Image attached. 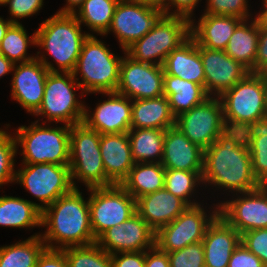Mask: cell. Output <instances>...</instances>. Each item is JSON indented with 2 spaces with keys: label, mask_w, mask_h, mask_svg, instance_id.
Masks as SVG:
<instances>
[{
  "label": "cell",
  "mask_w": 267,
  "mask_h": 267,
  "mask_svg": "<svg viewBox=\"0 0 267 267\" xmlns=\"http://www.w3.org/2000/svg\"><path fill=\"white\" fill-rule=\"evenodd\" d=\"M156 232L136 212L118 226L104 231L97 245L109 254L146 251L155 246Z\"/></svg>",
  "instance_id": "cell-17"
},
{
  "label": "cell",
  "mask_w": 267,
  "mask_h": 267,
  "mask_svg": "<svg viewBox=\"0 0 267 267\" xmlns=\"http://www.w3.org/2000/svg\"><path fill=\"white\" fill-rule=\"evenodd\" d=\"M188 205L165 188L139 197L136 200L137 213L156 232L173 222Z\"/></svg>",
  "instance_id": "cell-24"
},
{
  "label": "cell",
  "mask_w": 267,
  "mask_h": 267,
  "mask_svg": "<svg viewBox=\"0 0 267 267\" xmlns=\"http://www.w3.org/2000/svg\"><path fill=\"white\" fill-rule=\"evenodd\" d=\"M202 184L234 194L262 186L253 173L249 147L242 130L227 129L204 150Z\"/></svg>",
  "instance_id": "cell-1"
},
{
  "label": "cell",
  "mask_w": 267,
  "mask_h": 267,
  "mask_svg": "<svg viewBox=\"0 0 267 267\" xmlns=\"http://www.w3.org/2000/svg\"><path fill=\"white\" fill-rule=\"evenodd\" d=\"M214 207V211L207 214L202 203L188 206L173 222L156 231L155 245L170 253L202 241L209 224L219 214V204Z\"/></svg>",
  "instance_id": "cell-12"
},
{
  "label": "cell",
  "mask_w": 267,
  "mask_h": 267,
  "mask_svg": "<svg viewBox=\"0 0 267 267\" xmlns=\"http://www.w3.org/2000/svg\"><path fill=\"white\" fill-rule=\"evenodd\" d=\"M267 69V31H259L255 65L250 73H263Z\"/></svg>",
  "instance_id": "cell-48"
},
{
  "label": "cell",
  "mask_w": 267,
  "mask_h": 267,
  "mask_svg": "<svg viewBox=\"0 0 267 267\" xmlns=\"http://www.w3.org/2000/svg\"><path fill=\"white\" fill-rule=\"evenodd\" d=\"M99 146L97 131L83 122L71 126L69 168L74 188H78L76 180L84 183L87 189L113 185L106 177Z\"/></svg>",
  "instance_id": "cell-6"
},
{
  "label": "cell",
  "mask_w": 267,
  "mask_h": 267,
  "mask_svg": "<svg viewBox=\"0 0 267 267\" xmlns=\"http://www.w3.org/2000/svg\"><path fill=\"white\" fill-rule=\"evenodd\" d=\"M127 135L135 163H161L165 130L131 128Z\"/></svg>",
  "instance_id": "cell-32"
},
{
  "label": "cell",
  "mask_w": 267,
  "mask_h": 267,
  "mask_svg": "<svg viewBox=\"0 0 267 267\" xmlns=\"http://www.w3.org/2000/svg\"><path fill=\"white\" fill-rule=\"evenodd\" d=\"M241 243L267 267V228L244 232Z\"/></svg>",
  "instance_id": "cell-42"
},
{
  "label": "cell",
  "mask_w": 267,
  "mask_h": 267,
  "mask_svg": "<svg viewBox=\"0 0 267 267\" xmlns=\"http://www.w3.org/2000/svg\"><path fill=\"white\" fill-rule=\"evenodd\" d=\"M207 6L204 13L213 15L233 16L243 20L253 16L249 12L247 0H206Z\"/></svg>",
  "instance_id": "cell-41"
},
{
  "label": "cell",
  "mask_w": 267,
  "mask_h": 267,
  "mask_svg": "<svg viewBox=\"0 0 267 267\" xmlns=\"http://www.w3.org/2000/svg\"><path fill=\"white\" fill-rule=\"evenodd\" d=\"M168 98L165 95L151 99L132 100L131 128L166 130L175 126Z\"/></svg>",
  "instance_id": "cell-27"
},
{
  "label": "cell",
  "mask_w": 267,
  "mask_h": 267,
  "mask_svg": "<svg viewBox=\"0 0 267 267\" xmlns=\"http://www.w3.org/2000/svg\"><path fill=\"white\" fill-rule=\"evenodd\" d=\"M202 243L205 267H228L232 253L241 243V234L218 214L206 229Z\"/></svg>",
  "instance_id": "cell-22"
},
{
  "label": "cell",
  "mask_w": 267,
  "mask_h": 267,
  "mask_svg": "<svg viewBox=\"0 0 267 267\" xmlns=\"http://www.w3.org/2000/svg\"><path fill=\"white\" fill-rule=\"evenodd\" d=\"M21 165L24 167L16 170L14 182H19L26 191L40 201L37 207L41 211L74 188L69 165L53 163Z\"/></svg>",
  "instance_id": "cell-10"
},
{
  "label": "cell",
  "mask_w": 267,
  "mask_h": 267,
  "mask_svg": "<svg viewBox=\"0 0 267 267\" xmlns=\"http://www.w3.org/2000/svg\"><path fill=\"white\" fill-rule=\"evenodd\" d=\"M265 78H267V69L262 73Z\"/></svg>",
  "instance_id": "cell-56"
},
{
  "label": "cell",
  "mask_w": 267,
  "mask_h": 267,
  "mask_svg": "<svg viewBox=\"0 0 267 267\" xmlns=\"http://www.w3.org/2000/svg\"><path fill=\"white\" fill-rule=\"evenodd\" d=\"M124 54L116 93L131 100L151 99L164 95L163 66L137 62L126 52Z\"/></svg>",
  "instance_id": "cell-15"
},
{
  "label": "cell",
  "mask_w": 267,
  "mask_h": 267,
  "mask_svg": "<svg viewBox=\"0 0 267 267\" xmlns=\"http://www.w3.org/2000/svg\"><path fill=\"white\" fill-rule=\"evenodd\" d=\"M204 150L191 142L176 126L165 130L163 158L165 169L203 173Z\"/></svg>",
  "instance_id": "cell-21"
},
{
  "label": "cell",
  "mask_w": 267,
  "mask_h": 267,
  "mask_svg": "<svg viewBox=\"0 0 267 267\" xmlns=\"http://www.w3.org/2000/svg\"><path fill=\"white\" fill-rule=\"evenodd\" d=\"M165 168L161 163H135L121 186L136 200L164 189Z\"/></svg>",
  "instance_id": "cell-31"
},
{
  "label": "cell",
  "mask_w": 267,
  "mask_h": 267,
  "mask_svg": "<svg viewBox=\"0 0 267 267\" xmlns=\"http://www.w3.org/2000/svg\"><path fill=\"white\" fill-rule=\"evenodd\" d=\"M144 267H170L168 253L160 250L156 245L146 250Z\"/></svg>",
  "instance_id": "cell-49"
},
{
  "label": "cell",
  "mask_w": 267,
  "mask_h": 267,
  "mask_svg": "<svg viewBox=\"0 0 267 267\" xmlns=\"http://www.w3.org/2000/svg\"><path fill=\"white\" fill-rule=\"evenodd\" d=\"M99 147L106 177L121 185L135 164L127 133L100 134Z\"/></svg>",
  "instance_id": "cell-23"
},
{
  "label": "cell",
  "mask_w": 267,
  "mask_h": 267,
  "mask_svg": "<svg viewBox=\"0 0 267 267\" xmlns=\"http://www.w3.org/2000/svg\"><path fill=\"white\" fill-rule=\"evenodd\" d=\"M36 267H69L64 251L46 248L38 258Z\"/></svg>",
  "instance_id": "cell-47"
},
{
  "label": "cell",
  "mask_w": 267,
  "mask_h": 267,
  "mask_svg": "<svg viewBox=\"0 0 267 267\" xmlns=\"http://www.w3.org/2000/svg\"><path fill=\"white\" fill-rule=\"evenodd\" d=\"M163 89L175 117L210 97L203 86L168 74H164Z\"/></svg>",
  "instance_id": "cell-28"
},
{
  "label": "cell",
  "mask_w": 267,
  "mask_h": 267,
  "mask_svg": "<svg viewBox=\"0 0 267 267\" xmlns=\"http://www.w3.org/2000/svg\"><path fill=\"white\" fill-rule=\"evenodd\" d=\"M228 267H266L263 262L243 243H240L231 255Z\"/></svg>",
  "instance_id": "cell-44"
},
{
  "label": "cell",
  "mask_w": 267,
  "mask_h": 267,
  "mask_svg": "<svg viewBox=\"0 0 267 267\" xmlns=\"http://www.w3.org/2000/svg\"><path fill=\"white\" fill-rule=\"evenodd\" d=\"M190 25L187 18L162 14L144 37L125 50L126 54L137 62L163 65L166 57L190 37Z\"/></svg>",
  "instance_id": "cell-8"
},
{
  "label": "cell",
  "mask_w": 267,
  "mask_h": 267,
  "mask_svg": "<svg viewBox=\"0 0 267 267\" xmlns=\"http://www.w3.org/2000/svg\"><path fill=\"white\" fill-rule=\"evenodd\" d=\"M242 131L249 147L253 173L262 185H267V119L251 122Z\"/></svg>",
  "instance_id": "cell-33"
},
{
  "label": "cell",
  "mask_w": 267,
  "mask_h": 267,
  "mask_svg": "<svg viewBox=\"0 0 267 267\" xmlns=\"http://www.w3.org/2000/svg\"><path fill=\"white\" fill-rule=\"evenodd\" d=\"M46 248L40 233L8 246H1L0 267H36L38 258Z\"/></svg>",
  "instance_id": "cell-34"
},
{
  "label": "cell",
  "mask_w": 267,
  "mask_h": 267,
  "mask_svg": "<svg viewBox=\"0 0 267 267\" xmlns=\"http://www.w3.org/2000/svg\"><path fill=\"white\" fill-rule=\"evenodd\" d=\"M84 1L85 0H66L67 3L65 6L59 9L57 13L74 14Z\"/></svg>",
  "instance_id": "cell-51"
},
{
  "label": "cell",
  "mask_w": 267,
  "mask_h": 267,
  "mask_svg": "<svg viewBox=\"0 0 267 267\" xmlns=\"http://www.w3.org/2000/svg\"><path fill=\"white\" fill-rule=\"evenodd\" d=\"M266 94H265V118L267 119V78H265Z\"/></svg>",
  "instance_id": "cell-55"
},
{
  "label": "cell",
  "mask_w": 267,
  "mask_h": 267,
  "mask_svg": "<svg viewBox=\"0 0 267 267\" xmlns=\"http://www.w3.org/2000/svg\"><path fill=\"white\" fill-rule=\"evenodd\" d=\"M197 47L204 68V88L209 96L220 97L250 73L248 68L224 50L208 49L198 44Z\"/></svg>",
  "instance_id": "cell-18"
},
{
  "label": "cell",
  "mask_w": 267,
  "mask_h": 267,
  "mask_svg": "<svg viewBox=\"0 0 267 267\" xmlns=\"http://www.w3.org/2000/svg\"><path fill=\"white\" fill-rule=\"evenodd\" d=\"M144 4L151 5L161 9L162 11L167 7V0H137Z\"/></svg>",
  "instance_id": "cell-53"
},
{
  "label": "cell",
  "mask_w": 267,
  "mask_h": 267,
  "mask_svg": "<svg viewBox=\"0 0 267 267\" xmlns=\"http://www.w3.org/2000/svg\"><path fill=\"white\" fill-rule=\"evenodd\" d=\"M242 20L233 16L203 13L197 25L195 19H191L190 36L200 46L225 50L235 28Z\"/></svg>",
  "instance_id": "cell-25"
},
{
  "label": "cell",
  "mask_w": 267,
  "mask_h": 267,
  "mask_svg": "<svg viewBox=\"0 0 267 267\" xmlns=\"http://www.w3.org/2000/svg\"><path fill=\"white\" fill-rule=\"evenodd\" d=\"M44 0H5L2 6L9 5L12 23H20L17 19H23L38 13L43 7ZM13 18V19H12Z\"/></svg>",
  "instance_id": "cell-43"
},
{
  "label": "cell",
  "mask_w": 267,
  "mask_h": 267,
  "mask_svg": "<svg viewBox=\"0 0 267 267\" xmlns=\"http://www.w3.org/2000/svg\"><path fill=\"white\" fill-rule=\"evenodd\" d=\"M265 77L249 73L219 98L228 130H242L249 123L265 118Z\"/></svg>",
  "instance_id": "cell-7"
},
{
  "label": "cell",
  "mask_w": 267,
  "mask_h": 267,
  "mask_svg": "<svg viewBox=\"0 0 267 267\" xmlns=\"http://www.w3.org/2000/svg\"><path fill=\"white\" fill-rule=\"evenodd\" d=\"M262 11L254 17L256 21L259 31H267V1L262 2Z\"/></svg>",
  "instance_id": "cell-50"
},
{
  "label": "cell",
  "mask_w": 267,
  "mask_h": 267,
  "mask_svg": "<svg viewBox=\"0 0 267 267\" xmlns=\"http://www.w3.org/2000/svg\"><path fill=\"white\" fill-rule=\"evenodd\" d=\"M32 44L36 45V32L29 37L21 23H13L2 39L0 53L13 64H20L36 58V56L27 55V48Z\"/></svg>",
  "instance_id": "cell-36"
},
{
  "label": "cell",
  "mask_w": 267,
  "mask_h": 267,
  "mask_svg": "<svg viewBox=\"0 0 267 267\" xmlns=\"http://www.w3.org/2000/svg\"><path fill=\"white\" fill-rule=\"evenodd\" d=\"M112 267H144L145 251L111 254Z\"/></svg>",
  "instance_id": "cell-46"
},
{
  "label": "cell",
  "mask_w": 267,
  "mask_h": 267,
  "mask_svg": "<svg viewBox=\"0 0 267 267\" xmlns=\"http://www.w3.org/2000/svg\"><path fill=\"white\" fill-rule=\"evenodd\" d=\"M170 267H205L202 241L168 253Z\"/></svg>",
  "instance_id": "cell-40"
},
{
  "label": "cell",
  "mask_w": 267,
  "mask_h": 267,
  "mask_svg": "<svg viewBox=\"0 0 267 267\" xmlns=\"http://www.w3.org/2000/svg\"><path fill=\"white\" fill-rule=\"evenodd\" d=\"M175 126L194 144L205 150L227 130L219 97L210 96L176 117Z\"/></svg>",
  "instance_id": "cell-13"
},
{
  "label": "cell",
  "mask_w": 267,
  "mask_h": 267,
  "mask_svg": "<svg viewBox=\"0 0 267 267\" xmlns=\"http://www.w3.org/2000/svg\"><path fill=\"white\" fill-rule=\"evenodd\" d=\"M14 64L0 53V78L13 72Z\"/></svg>",
  "instance_id": "cell-52"
},
{
  "label": "cell",
  "mask_w": 267,
  "mask_h": 267,
  "mask_svg": "<svg viewBox=\"0 0 267 267\" xmlns=\"http://www.w3.org/2000/svg\"><path fill=\"white\" fill-rule=\"evenodd\" d=\"M89 195L90 224L97 239L104 231L125 222L136 211V199L121 185L87 189Z\"/></svg>",
  "instance_id": "cell-11"
},
{
  "label": "cell",
  "mask_w": 267,
  "mask_h": 267,
  "mask_svg": "<svg viewBox=\"0 0 267 267\" xmlns=\"http://www.w3.org/2000/svg\"><path fill=\"white\" fill-rule=\"evenodd\" d=\"M163 14L162 10L137 0H119L107 33L113 32L123 52L144 37Z\"/></svg>",
  "instance_id": "cell-14"
},
{
  "label": "cell",
  "mask_w": 267,
  "mask_h": 267,
  "mask_svg": "<svg viewBox=\"0 0 267 267\" xmlns=\"http://www.w3.org/2000/svg\"><path fill=\"white\" fill-rule=\"evenodd\" d=\"M250 20H242L237 25L224 50L228 56L242 63L249 70L255 65L259 42L258 25L254 18Z\"/></svg>",
  "instance_id": "cell-30"
},
{
  "label": "cell",
  "mask_w": 267,
  "mask_h": 267,
  "mask_svg": "<svg viewBox=\"0 0 267 267\" xmlns=\"http://www.w3.org/2000/svg\"><path fill=\"white\" fill-rule=\"evenodd\" d=\"M235 195L237 198L218 203L219 215L240 234L267 228V185Z\"/></svg>",
  "instance_id": "cell-16"
},
{
  "label": "cell",
  "mask_w": 267,
  "mask_h": 267,
  "mask_svg": "<svg viewBox=\"0 0 267 267\" xmlns=\"http://www.w3.org/2000/svg\"><path fill=\"white\" fill-rule=\"evenodd\" d=\"M200 184H202V177L197 172L165 169L164 188L174 196L182 199L188 206L201 204L194 199L191 200L193 198L192 194H195V188Z\"/></svg>",
  "instance_id": "cell-37"
},
{
  "label": "cell",
  "mask_w": 267,
  "mask_h": 267,
  "mask_svg": "<svg viewBox=\"0 0 267 267\" xmlns=\"http://www.w3.org/2000/svg\"><path fill=\"white\" fill-rule=\"evenodd\" d=\"M62 250L69 267H112L111 254L100 248L96 242Z\"/></svg>",
  "instance_id": "cell-38"
},
{
  "label": "cell",
  "mask_w": 267,
  "mask_h": 267,
  "mask_svg": "<svg viewBox=\"0 0 267 267\" xmlns=\"http://www.w3.org/2000/svg\"><path fill=\"white\" fill-rule=\"evenodd\" d=\"M41 226L47 228L40 236L48 249L62 250L96 242L90 224L89 199L86 201L78 188L42 211Z\"/></svg>",
  "instance_id": "cell-2"
},
{
  "label": "cell",
  "mask_w": 267,
  "mask_h": 267,
  "mask_svg": "<svg viewBox=\"0 0 267 267\" xmlns=\"http://www.w3.org/2000/svg\"><path fill=\"white\" fill-rule=\"evenodd\" d=\"M18 148L14 135L3 129L0 130V187L7 183H14L15 155Z\"/></svg>",
  "instance_id": "cell-39"
},
{
  "label": "cell",
  "mask_w": 267,
  "mask_h": 267,
  "mask_svg": "<svg viewBox=\"0 0 267 267\" xmlns=\"http://www.w3.org/2000/svg\"><path fill=\"white\" fill-rule=\"evenodd\" d=\"M81 86L70 72H49L45 81L44 96L33 116L46 117V121L73 126L83 122L85 104L76 97Z\"/></svg>",
  "instance_id": "cell-9"
},
{
  "label": "cell",
  "mask_w": 267,
  "mask_h": 267,
  "mask_svg": "<svg viewBox=\"0 0 267 267\" xmlns=\"http://www.w3.org/2000/svg\"><path fill=\"white\" fill-rule=\"evenodd\" d=\"M164 74L205 86V74L196 41L190 36L163 63Z\"/></svg>",
  "instance_id": "cell-26"
},
{
  "label": "cell",
  "mask_w": 267,
  "mask_h": 267,
  "mask_svg": "<svg viewBox=\"0 0 267 267\" xmlns=\"http://www.w3.org/2000/svg\"><path fill=\"white\" fill-rule=\"evenodd\" d=\"M123 56L112 53L104 42L89 35L83 42L79 58L72 72L81 86V97L86 94L116 92ZM82 81H78L80 78ZM77 77V78H76Z\"/></svg>",
  "instance_id": "cell-4"
},
{
  "label": "cell",
  "mask_w": 267,
  "mask_h": 267,
  "mask_svg": "<svg viewBox=\"0 0 267 267\" xmlns=\"http://www.w3.org/2000/svg\"><path fill=\"white\" fill-rule=\"evenodd\" d=\"M119 0H85L73 14L78 22L90 31L104 36L111 26L115 7Z\"/></svg>",
  "instance_id": "cell-35"
},
{
  "label": "cell",
  "mask_w": 267,
  "mask_h": 267,
  "mask_svg": "<svg viewBox=\"0 0 267 267\" xmlns=\"http://www.w3.org/2000/svg\"><path fill=\"white\" fill-rule=\"evenodd\" d=\"M99 94L107 95L108 99L98 103L92 113L85 105L83 123L99 134L128 133L131 129L132 100L116 92Z\"/></svg>",
  "instance_id": "cell-19"
},
{
  "label": "cell",
  "mask_w": 267,
  "mask_h": 267,
  "mask_svg": "<svg viewBox=\"0 0 267 267\" xmlns=\"http://www.w3.org/2000/svg\"><path fill=\"white\" fill-rule=\"evenodd\" d=\"M42 211L37 203L13 196H0V226L34 228L41 226Z\"/></svg>",
  "instance_id": "cell-29"
},
{
  "label": "cell",
  "mask_w": 267,
  "mask_h": 267,
  "mask_svg": "<svg viewBox=\"0 0 267 267\" xmlns=\"http://www.w3.org/2000/svg\"><path fill=\"white\" fill-rule=\"evenodd\" d=\"M13 71L11 97L27 113L34 114L42 103L45 81L50 71L37 58L14 64Z\"/></svg>",
  "instance_id": "cell-20"
},
{
  "label": "cell",
  "mask_w": 267,
  "mask_h": 267,
  "mask_svg": "<svg viewBox=\"0 0 267 267\" xmlns=\"http://www.w3.org/2000/svg\"><path fill=\"white\" fill-rule=\"evenodd\" d=\"M201 1V0H200ZM199 0H167V7L162 11L165 15H174L187 18L191 21L193 10H195ZM174 10H171L173 9ZM171 11V12H170Z\"/></svg>",
  "instance_id": "cell-45"
},
{
  "label": "cell",
  "mask_w": 267,
  "mask_h": 267,
  "mask_svg": "<svg viewBox=\"0 0 267 267\" xmlns=\"http://www.w3.org/2000/svg\"><path fill=\"white\" fill-rule=\"evenodd\" d=\"M38 121L28 127L22 125L13 133L16 146L23 149L20 153L23 155L22 163L69 165L71 126L50 127L44 123L42 126Z\"/></svg>",
  "instance_id": "cell-5"
},
{
  "label": "cell",
  "mask_w": 267,
  "mask_h": 267,
  "mask_svg": "<svg viewBox=\"0 0 267 267\" xmlns=\"http://www.w3.org/2000/svg\"><path fill=\"white\" fill-rule=\"evenodd\" d=\"M13 23L7 19L4 20L1 16H0V45L2 42V39L4 38V36L6 35V32L8 30V28L12 25Z\"/></svg>",
  "instance_id": "cell-54"
},
{
  "label": "cell",
  "mask_w": 267,
  "mask_h": 267,
  "mask_svg": "<svg viewBox=\"0 0 267 267\" xmlns=\"http://www.w3.org/2000/svg\"><path fill=\"white\" fill-rule=\"evenodd\" d=\"M36 32V45L53 58L57 68L39 51L36 58L50 72L72 73L79 58L84 40L93 35L82 33L81 24L73 14L56 13L42 22ZM39 54H41L39 56Z\"/></svg>",
  "instance_id": "cell-3"
}]
</instances>
